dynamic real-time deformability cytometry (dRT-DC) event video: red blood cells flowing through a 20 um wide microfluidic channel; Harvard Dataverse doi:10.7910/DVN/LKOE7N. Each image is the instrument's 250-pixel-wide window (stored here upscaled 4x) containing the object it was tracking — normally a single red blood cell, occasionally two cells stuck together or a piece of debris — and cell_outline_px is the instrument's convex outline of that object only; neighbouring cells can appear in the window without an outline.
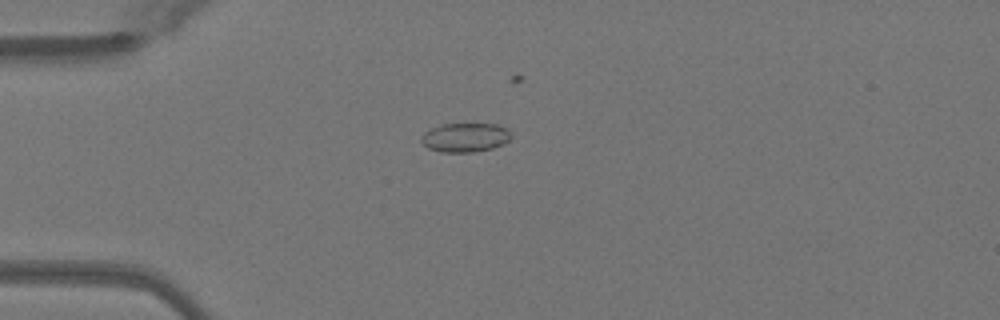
{"species": "Egyptian fruit bat (a non-hibernating species)", "species_latin": "Rousettus aegyptiacus", "temperature_condition": "warm", "stored_images_in_passage": 35, "camera_frame_rate_fps": 3000, "um_per_image_px": 0.085, "animal": {"sex": "female"}, "frame": {"image": 1, "passage_image": 2, "time_ms": 0.333, "image_size_px": [1000, 320], "cell_outline_px": [[512, 136], [508, 140], [492, 148], [472, 152], [440, 152], [428, 148], [420, 140], [420, 136], [424, 132], [440, 124], [496, 124], [508, 128], [512, 132]], "centroid_in_image_um": [39.53, 11.67], "position_along_channel_um": 45.5, "area_um2": 15.26}}
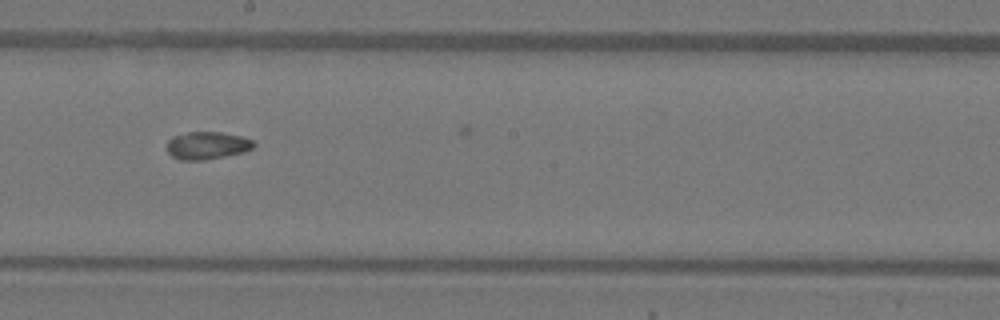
{"frame": {"image": 2, "passage_image": 17, "time_ms": 5.333, "image_size_px": [1000, 320], "cell_outline_px": [[256, 144], [252, 148], [244, 152], [224, 156], [200, 160], [180, 160], [172, 156], [168, 152], [168, 140], [172, 136], [188, 132], [220, 132], [244, 136], [252, 140]], "centroid_in_image_um": [17.62, 12.35], "position_along_channel_um": 230.6, "area_um2": 13.93}}
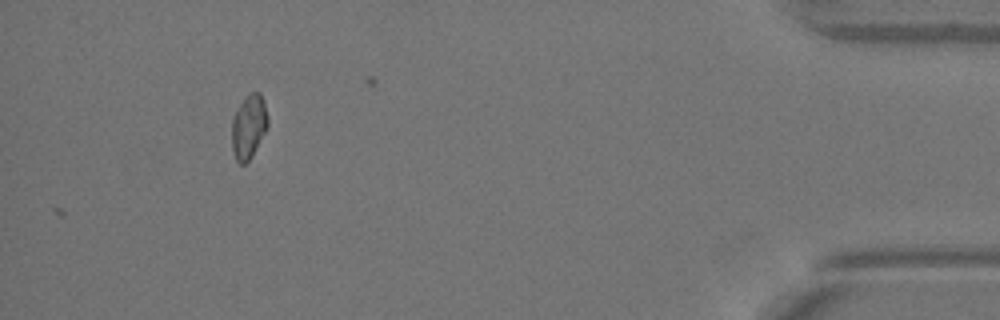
{"frame": {"image": 3, "passage_image": 35, "time_ms": 11.333, "image_size_px": [1000, 320], "cell_outline_px": [[268, 128], [252, 156], [244, 164], [240, 164], [236, 160], [232, 152], [232, 120], [244, 96], [248, 92], [260, 92], [264, 100], [268, 116]], "centroid_in_image_um": [21.16, 10.75], "position_along_channel_um": 414.0, "area_um2": 13.64}, "authors_computed_cell_mechanics": {"area_um2": 13.9876, "velocity_mm_per_s": 4.0907, "shape_relaxation_time_tau1_ms": 5.1374, "shape_relaxation_time_tau2_ms": null, "deformation_change_tau1": 0.1032, "deformation_change_tau2": null}}